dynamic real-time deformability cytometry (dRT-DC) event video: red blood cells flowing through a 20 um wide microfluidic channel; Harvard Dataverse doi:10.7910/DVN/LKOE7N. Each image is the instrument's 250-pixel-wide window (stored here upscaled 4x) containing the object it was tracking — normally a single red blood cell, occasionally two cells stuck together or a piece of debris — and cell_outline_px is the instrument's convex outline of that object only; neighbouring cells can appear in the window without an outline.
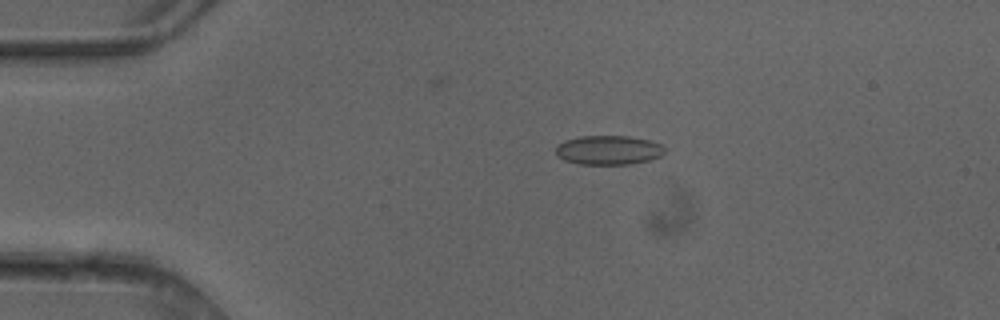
{"species": "common noctule bat (a hibernating species)", "species_latin": "Nyctalus noctula", "temperature_condition": "cold", "stored_images_in_passage": 3, "camera_frame_rate_fps": 3000, "um_per_image_px": 0.085, "animal": {"sex": "female"}, "frame": {"image": 1, "passage_image": 2, "time_ms": 0.333, "image_size_px": [1000, 320], "cell_outline_px": [[664, 152], [660, 156], [652, 160], [632, 164], [580, 164], [564, 160], [556, 156], [556, 144], [564, 140], [580, 136], [628, 136], [648, 140], [660, 144], [664, 148]], "centroid_in_image_um": [51.69, 12.76], "position_along_channel_um": 33.3, "area_um2": 18.67}}